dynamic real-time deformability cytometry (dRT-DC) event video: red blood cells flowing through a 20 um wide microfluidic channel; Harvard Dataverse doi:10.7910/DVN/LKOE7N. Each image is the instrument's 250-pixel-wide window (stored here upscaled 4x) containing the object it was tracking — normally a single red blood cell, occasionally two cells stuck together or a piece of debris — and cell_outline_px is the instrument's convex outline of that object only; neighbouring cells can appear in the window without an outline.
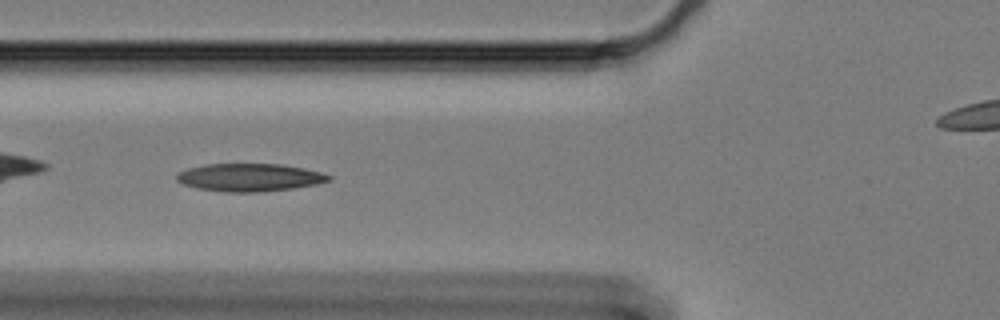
{"species": "Egyptian fruit bat (a non-hibernating species)", "species_latin": "Rousettus aegyptiacus", "temperature_condition": "cold", "stored_images_in_passage": 43, "camera_frame_rate_fps": 3000, "um_per_image_px": 0.085, "animal": {"sex": "female"}, "frame": {"image": 1, "passage_image": 5, "time_ms": 1.333, "image_size_px": [1000, 320], "cell_outline_px": [[332, 180], [316, 184], [292, 188], [264, 192], [224, 192], [196, 188], [184, 184], [176, 180], [176, 176], [180, 172], [188, 168], [204, 164], [280, 164], [304, 168], [320, 172], [332, 176]], "centroid_in_image_um": [21.22, 15.08], "position_along_channel_um": 104.6, "area_um2": 24.68}}
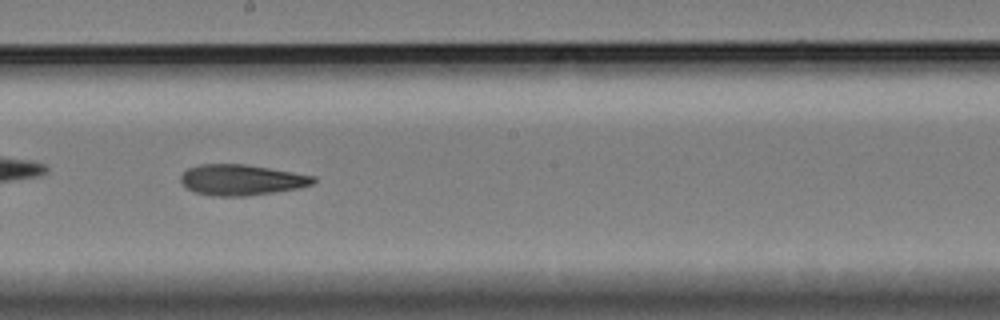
{"frame": {"image": 2, "passage_image": 16, "time_ms": 5.0, "image_size_px": [1000, 320], "cell_outline_px": [[316, 180], [312, 184], [296, 188], [272, 192], [244, 196], [212, 196], [192, 192], [180, 180], [180, 176], [188, 168], [200, 164], [244, 164], [316, 176]], "centroid_in_image_um": [20.48, 15.29], "position_along_channel_um": 227.7, "area_um2": 23.52}}
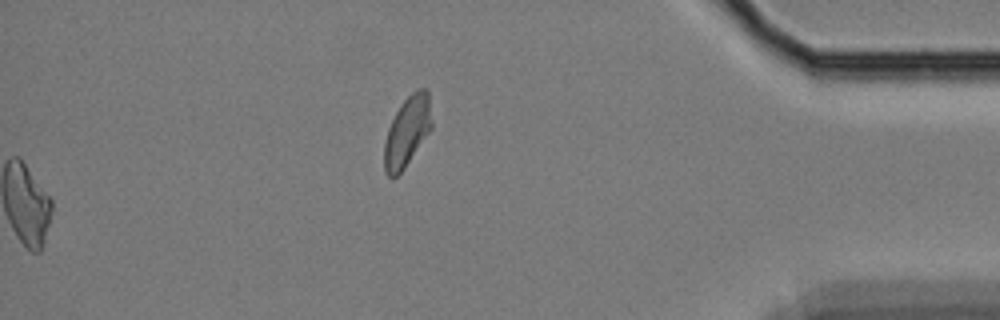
{"frame": {"image": 3, "passage_image": 43, "time_ms": 14.0, "image_size_px": [1000, 320], "cell_outline_px": [[432, 128], [404, 168], [396, 176], [388, 176], [384, 172], [384, 144], [388, 128], [400, 104], [412, 92], [420, 88], [424, 88], [428, 92], [432, 120]], "centroid_in_image_um": [34.61, 11.17], "position_along_channel_um": 400.6, "area_um2": 19.19}, "authors_computed_cell_mechanics": {"area_um2": 23.698, "velocity_mm_per_s": 3.3445, "shape_relaxation_time_tau1_ms": null, "shape_relaxation_time_tau2_ms": 8.4476, "deformation_change_tau1": null, "deformation_change_tau2": 0.1903}}